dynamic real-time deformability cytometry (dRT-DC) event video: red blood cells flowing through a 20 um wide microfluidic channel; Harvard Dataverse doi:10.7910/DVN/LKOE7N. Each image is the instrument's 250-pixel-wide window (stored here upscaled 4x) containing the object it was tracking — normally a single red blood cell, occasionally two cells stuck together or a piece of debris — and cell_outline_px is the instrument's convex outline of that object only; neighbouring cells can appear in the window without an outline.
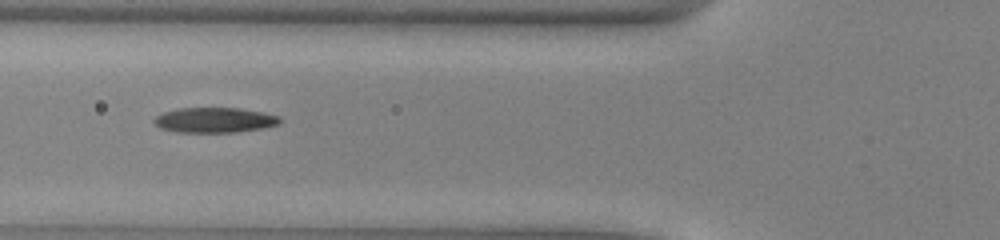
{"species": "common noctule bat (a hibernating species)", "species_latin": "Nyctalus noctula", "temperature_condition": "warm", "stored_images_in_passage": 34, "camera_frame_rate_fps": 3000, "um_per_image_px": 0.085, "animal": {"sex": "male", "body_mass_g": 13.0, "forearm_length_mm": 53.1}, "frame": {"image": 1, "passage_image": 2, "time_ms": 0.333, "image_size_px": [1000, 240], "cell_outline_px": [[280, 120], [276, 124], [264, 128], [236, 132], [176, 132], [160, 128], [152, 120], [156, 116], [164, 112], [180, 108], [240, 108], [264, 112], [280, 116]], "centroid_in_image_um": [18.23, 10.2], "position_along_channel_um": 107.6, "area_um2": 18.38}}
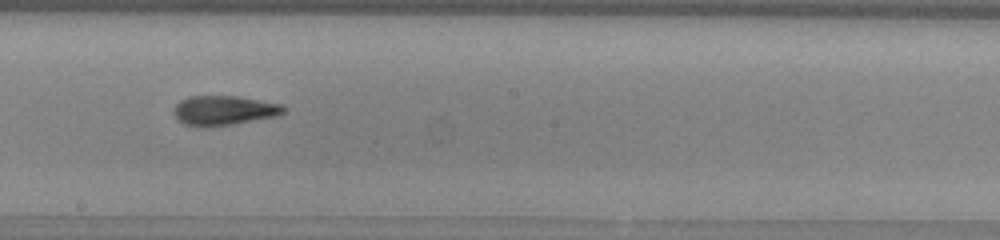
{"frame": {"image": 2, "passage_image": 11, "time_ms": 3.333, "image_size_px": [1000, 240], "cell_outline_px": [[284, 112], [276, 116], [232, 124], [204, 128], [184, 124], [176, 120], [172, 112], [176, 104], [180, 100], [188, 96], [236, 96], [280, 104], [284, 108]], "centroid_in_image_um": [18.93, 9.4], "position_along_channel_um": 229.3, "area_um2": 18.96}}
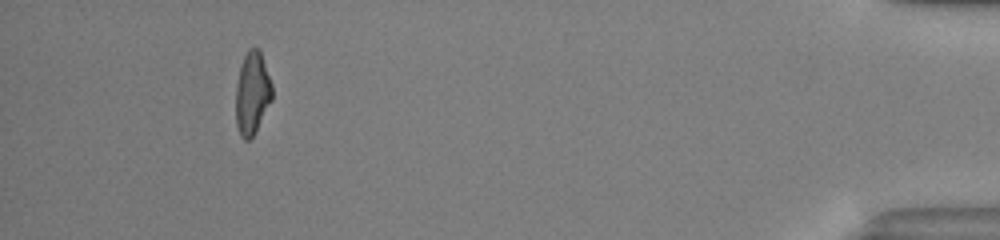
{"frame": {"image": 3, "passage_image": 30, "time_ms": 9.667, "image_size_px": [1000, 240], "cell_outline_px": [[272, 100], [252, 136], [248, 140], [244, 140], [240, 136], [236, 124], [236, 84], [240, 68], [244, 56], [248, 48], [260, 48], [272, 84]], "centroid_in_image_um": [21.44, 7.89], "position_along_channel_um": 413.8, "area_um2": 17.46}}